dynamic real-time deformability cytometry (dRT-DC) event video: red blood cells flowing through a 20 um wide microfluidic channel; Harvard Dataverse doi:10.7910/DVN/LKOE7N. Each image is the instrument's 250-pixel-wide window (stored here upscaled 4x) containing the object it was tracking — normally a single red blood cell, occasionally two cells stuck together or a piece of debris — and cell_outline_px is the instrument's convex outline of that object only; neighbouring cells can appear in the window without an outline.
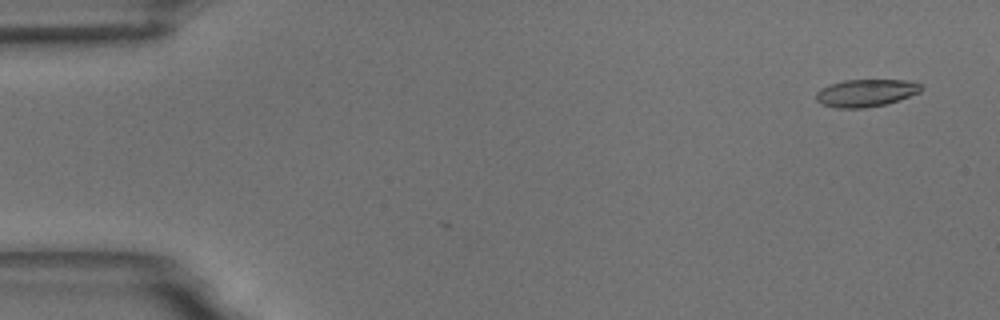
{"species": "common noctule bat (a hibernating species)", "species_latin": "Nyctalus noctula", "temperature_condition": "room temperature", "stored_images_in_passage": 55, "camera_frame_rate_fps": 3000, "um_per_image_px": 0.085, "animal": {"sex": "male", "body_mass_g": 18.8}, "frame": {"image": 1, "passage_image": 3, "time_ms": 0.667, "image_size_px": [1000, 320], "cell_outline_px": [[924, 88], [920, 92], [884, 104], [864, 108], [836, 108], [820, 104], [816, 100], [816, 92], [820, 88], [844, 80], [904, 80], [920, 84]], "centroid_in_image_um": [73.55, 7.9], "position_along_channel_um": 11.4, "area_um2": 16.65}}
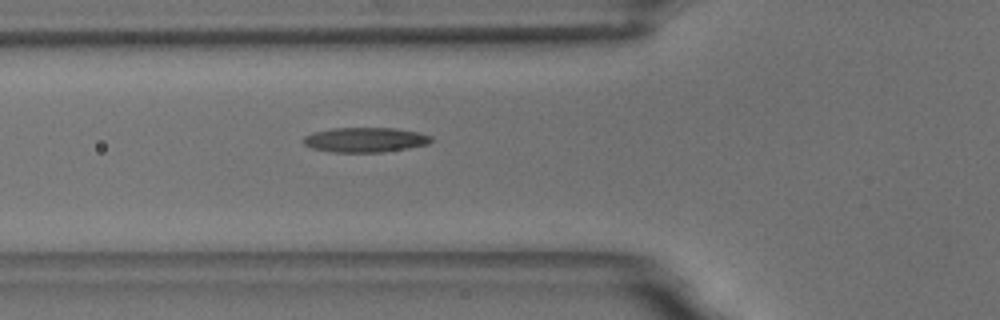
{"frame": {"image": 2, "passage_image": 20, "time_ms": 6.333, "image_size_px": [1000, 320], "cell_outline_px": [[432, 140], [428, 144], [408, 148], [380, 152], [332, 152], [312, 148], [304, 144], [300, 140], [304, 136], [312, 132], [332, 128], [396, 128], [420, 132], [432, 136]], "centroid_in_image_um": [31.02, 11.87], "position_along_channel_um": 94.8, "area_um2": 18.61}}
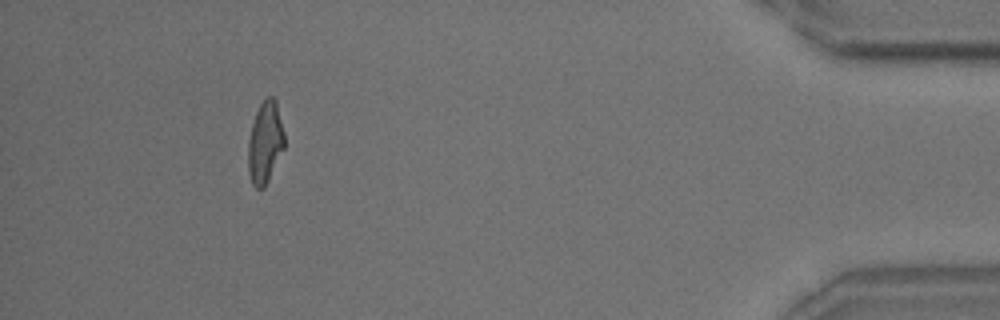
{"frame": {"image": 3, "passage_image": 51, "time_ms": 16.667, "image_size_px": [1000, 320], "cell_outline_px": [[284, 148], [264, 188], [256, 188], [252, 184], [248, 172], [248, 140], [252, 124], [256, 112], [260, 104], [268, 96], [272, 96], [276, 100], [284, 132]], "centroid_in_image_um": [22.53, 12.11], "position_along_channel_um": 412.7, "area_um2": 17.22}, "authors_computed_cell_mechanics": {"area_um2": 17.6868, "velocity_mm_per_s": 3.6617, "shape_relaxation_time_tau1_ms": 6.7872, "shape_relaxation_time_tau2_ms": 2.8908, "deformation_change_tau1": 0.2058, "deformation_change_tau2": 0.0965}}